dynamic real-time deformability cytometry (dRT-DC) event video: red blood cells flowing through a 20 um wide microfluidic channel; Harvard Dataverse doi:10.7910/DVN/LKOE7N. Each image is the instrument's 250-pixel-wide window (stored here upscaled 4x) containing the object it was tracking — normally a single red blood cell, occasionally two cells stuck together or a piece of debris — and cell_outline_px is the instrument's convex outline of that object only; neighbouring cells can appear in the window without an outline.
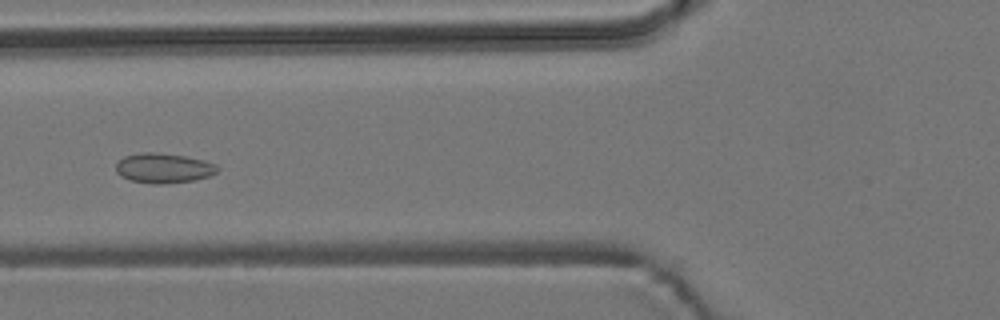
{"species": "common noctule bat (a hibernating species)", "species_latin": "Nyctalus noctula", "temperature_condition": "room temperature", "stored_images_in_passage": 8, "camera_frame_rate_fps": 3000, "um_per_image_px": 0.085, "animal": {"sex": "male", "body_mass_g": 19.2, "forearm_length_mm": 51.8}, "frame": {"image": 1, "passage_image": 7, "time_ms": 2.0, "image_size_px": [1000, 320], "cell_outline_px": [[220, 168], [216, 172], [208, 176], [196, 180], [160, 184], [152, 184], [132, 180], [120, 176], [116, 172], [116, 164], [124, 156], [144, 152], [152, 152], [184, 156], [204, 160], [216, 164]], "centroid_in_image_um": [13.91, 14.29], "position_along_channel_um": 111.9, "area_um2": 17.57}}
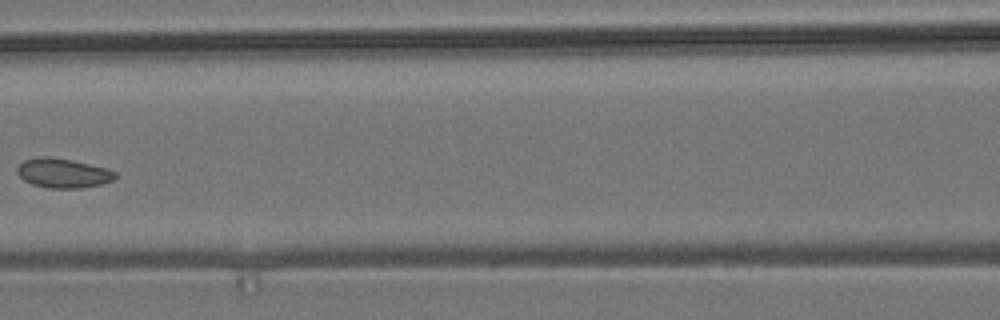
{"frame": {"image": 2, "passage_image": 8, "time_ms": 2.333, "image_size_px": [1000, 320], "cell_outline_px": [[116, 176], [112, 180], [100, 184], [80, 188], [48, 188], [32, 184], [24, 180], [16, 172], [16, 168], [24, 160], [40, 156], [48, 156], [72, 160], [108, 168], [116, 172]], "centroid_in_image_um": [5.34, 14.7], "position_along_channel_um": 161.3, "area_um2": 16.82}}